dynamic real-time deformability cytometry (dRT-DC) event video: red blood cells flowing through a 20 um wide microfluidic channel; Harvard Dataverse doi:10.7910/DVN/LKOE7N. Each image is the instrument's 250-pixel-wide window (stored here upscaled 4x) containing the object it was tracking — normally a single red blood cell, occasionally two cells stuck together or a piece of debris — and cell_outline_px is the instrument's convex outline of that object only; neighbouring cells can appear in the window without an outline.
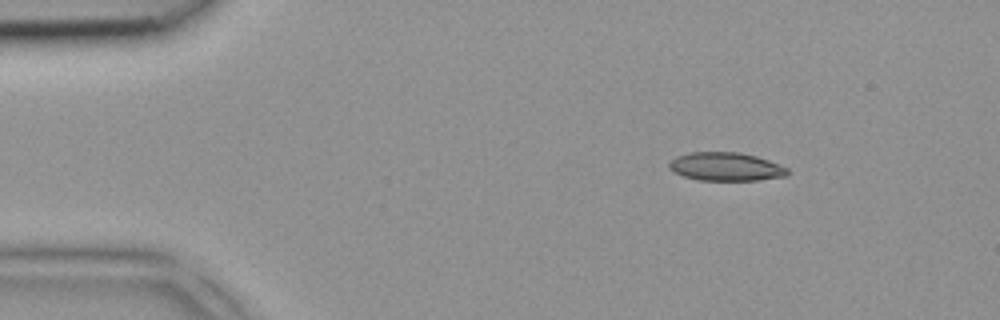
{"species": "common noctule bat (a hibernating species)", "species_latin": "Nyctalus noctula", "temperature_condition": "room temperature", "stored_images_in_passage": 3, "camera_frame_rate_fps": 3000, "um_per_image_px": 0.085, "animal": {"sex": "female", "body_mass_g": 18.4}, "frame": {"image": 1, "passage_image": 1, "time_ms": 0.0, "image_size_px": [1000, 320], "cell_outline_px": [[788, 172], [784, 176], [760, 180], [696, 180], [684, 176], [668, 168], [668, 160], [676, 156], [688, 152], [740, 152], [756, 156], [768, 160], [788, 168]], "centroid_in_image_um": [61.64, 14.16], "position_along_channel_um": 23.4, "area_um2": 19.65}}